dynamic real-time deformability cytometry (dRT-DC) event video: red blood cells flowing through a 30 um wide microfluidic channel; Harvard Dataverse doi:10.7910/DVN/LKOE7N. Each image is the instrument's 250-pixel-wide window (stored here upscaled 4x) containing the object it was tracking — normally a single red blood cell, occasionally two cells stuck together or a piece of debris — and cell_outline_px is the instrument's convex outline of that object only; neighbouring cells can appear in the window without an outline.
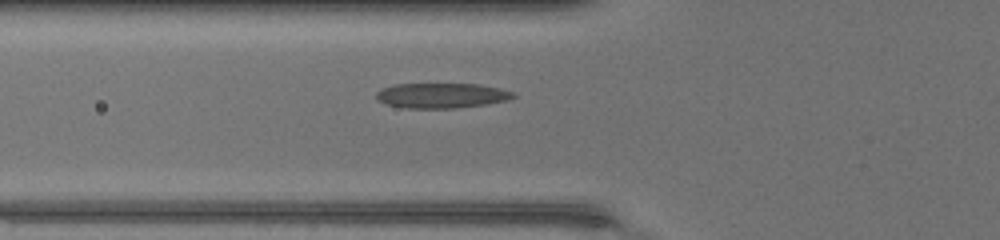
{"species": "common noctule bat (a hibernating species)", "species_latin": "Nyctalus noctula", "temperature_condition": "warm", "stored_images_in_passage": 29, "camera_frame_rate_fps": 3000, "um_per_image_px": 0.085, "animal": {"sex": "female", "body_mass_g": 17.0, "forearm_length_mm": 48.0}, "frame": {"image": 1, "passage_image": 2, "time_ms": 0.333, "image_size_px": [1000, 240], "cell_outline_px": [[516, 96], [508, 100], [484, 104], [456, 108], [404, 108], [388, 104], [380, 100], [376, 96], [376, 92], [384, 88], [396, 84], [480, 84], [500, 88], [512, 92]], "centroid_in_image_um": [37.56, 8.11], "position_along_channel_um": 88.2, "area_um2": 19.77}}
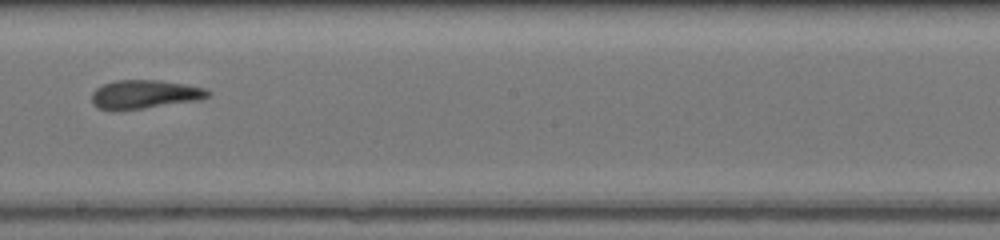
{"frame": {"image": 2, "passage_image": 12, "time_ms": 3.667, "image_size_px": [1000, 240], "cell_outline_px": [[212, 92], [208, 96], [200, 100], [144, 108], [100, 108], [92, 104], [92, 92], [96, 88], [104, 84], [116, 80], [156, 80], [184, 84], [204, 88]], "centroid_in_image_um": [12.33, 7.99], "position_along_channel_um": 235.9, "area_um2": 18.9}}
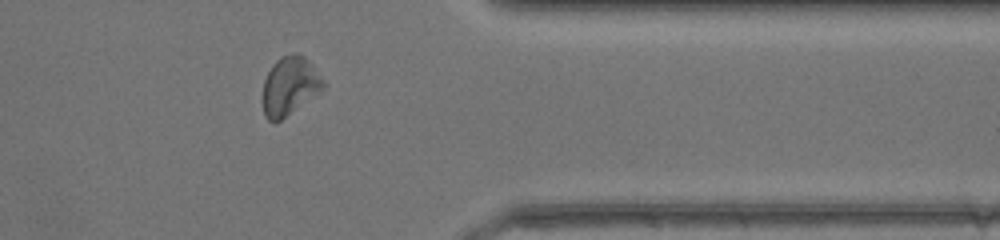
{"frame": {"image": 3, "passage_image": 23, "time_ms": 7.333, "image_size_px": [1000, 240], "cell_outline_px": [[328, 84], [324, 88], [280, 120], [268, 120], [264, 116], [264, 80], [272, 64], [280, 56], [304, 56], [308, 60]], "centroid_in_image_um": [24.64, 7.3], "position_along_channel_um": 386.8, "area_um2": 19.94}}